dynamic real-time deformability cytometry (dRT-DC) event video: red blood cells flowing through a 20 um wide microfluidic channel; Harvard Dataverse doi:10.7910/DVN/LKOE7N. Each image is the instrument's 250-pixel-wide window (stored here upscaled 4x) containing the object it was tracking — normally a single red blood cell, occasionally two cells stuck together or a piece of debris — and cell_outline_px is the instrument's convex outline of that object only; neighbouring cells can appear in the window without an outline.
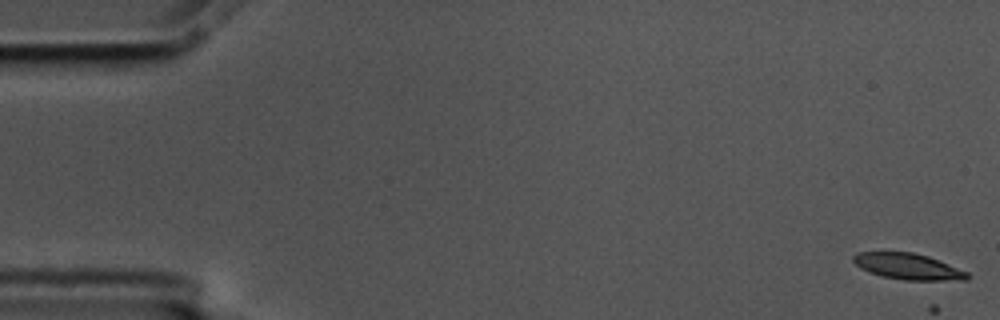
{"species": "common noctule bat (a hibernating species)", "species_latin": "Nyctalus noctula", "temperature_condition": "cold", "stored_images_in_passage": 3, "camera_frame_rate_fps": 3000, "um_per_image_px": 0.085, "animal": {"sex": "male", "body_mass_g": 17.5, "forearm_length_mm": 52.3}, "frame": {"image": 1, "passage_image": 1, "time_ms": 0.0, "image_size_px": [1000, 320], "cell_outline_px": [[972, 276], [968, 280], [904, 280], [880, 276], [868, 272], [860, 268], [852, 260], [852, 256], [856, 252], [912, 252], [928, 256], [968, 272]], "centroid_in_image_um": [77.17, 22.65], "position_along_channel_um": 7.8, "area_um2": 17.46}}